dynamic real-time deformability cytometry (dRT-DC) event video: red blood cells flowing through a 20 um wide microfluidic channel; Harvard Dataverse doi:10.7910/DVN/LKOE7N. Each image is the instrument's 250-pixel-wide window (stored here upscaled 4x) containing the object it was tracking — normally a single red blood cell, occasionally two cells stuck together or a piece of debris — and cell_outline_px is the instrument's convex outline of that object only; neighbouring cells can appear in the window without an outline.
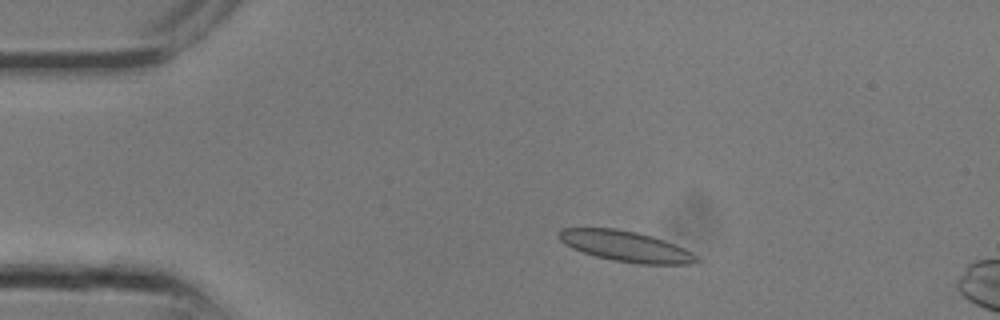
{"species": "common noctule bat (a hibernating species)", "species_latin": "Nyctalus noctula", "temperature_condition": "room temperature", "stored_images_in_passage": 11, "camera_frame_rate_fps": 3000, "um_per_image_px": 0.085, "animal": {"sex": "male", "body_mass_g": 13.3}, "frame": {"image": 1, "passage_image": 3, "time_ms": 0.667, "image_size_px": [1000, 320], "cell_outline_px": [[700, 260], [688, 264], [640, 264], [612, 260], [596, 256], [572, 248], [564, 244], [556, 236], [560, 228], [616, 228], [636, 232], [652, 236], [664, 240], [684, 248], [692, 252]], "centroid_in_image_um": [53.15, 20.92], "position_along_channel_um": 31.8, "area_um2": 24.51}}
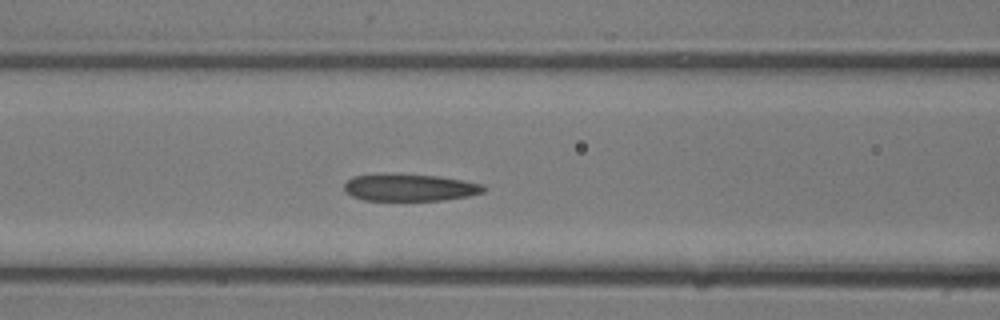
{"frame": {"image": 2, "passage_image": 9, "time_ms": 2.667, "image_size_px": [1000, 320], "cell_outline_px": [[488, 188], [484, 192], [468, 196], [444, 200], [364, 200], [352, 196], [344, 192], [344, 184], [352, 176], [388, 172], [436, 176], [464, 180], [484, 184]], "centroid_in_image_um": [34.82, 15.92], "position_along_channel_um": 131.8, "area_um2": 22.54}}
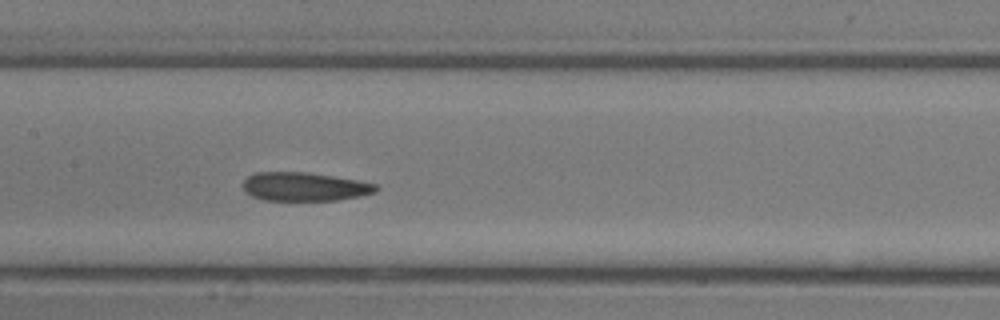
{"frame": {"image": 3, "passage_image": 11, "time_ms": 3.333, "image_size_px": [1000, 320], "cell_outline_px": [[380, 188], [376, 192], [360, 196], [336, 200], [264, 200], [252, 196], [244, 192], [244, 180], [248, 176], [256, 172], [304, 172], [332, 176], [356, 180], [376, 184]], "centroid_in_image_um": [25.88, 15.87], "position_along_channel_um": 181.5, "area_um2": 22.08}}